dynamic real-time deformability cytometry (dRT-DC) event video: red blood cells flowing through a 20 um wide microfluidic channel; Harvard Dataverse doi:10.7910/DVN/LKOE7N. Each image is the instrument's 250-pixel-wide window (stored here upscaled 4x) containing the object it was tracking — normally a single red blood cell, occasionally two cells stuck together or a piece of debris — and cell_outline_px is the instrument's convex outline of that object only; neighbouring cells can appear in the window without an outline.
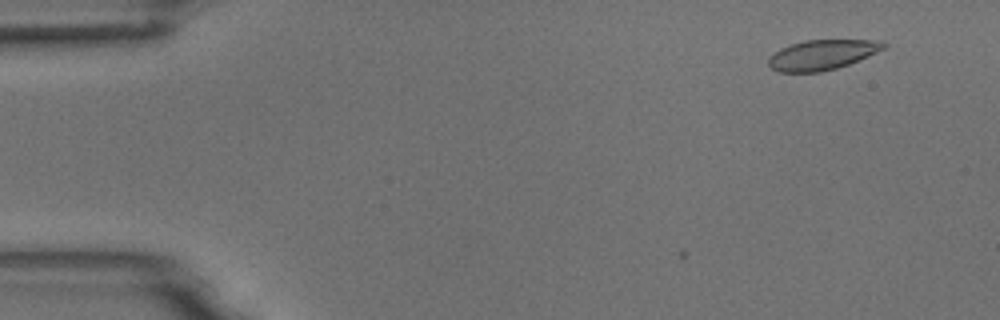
{"species": "common noctule bat (a hibernating species)", "species_latin": "Nyctalus noctula", "temperature_condition": "room temperature", "stored_images_in_passage": 2, "camera_frame_rate_fps": 3000, "um_per_image_px": 0.085, "animal": {"sex": "male", "body_mass_g": 18.8}, "frame": {"image": 1, "passage_image": 2, "time_ms": 0.333, "image_size_px": [1000, 320], "cell_outline_px": [[888, 44], [884, 48], [876, 52], [848, 64], [836, 68], [820, 72], [780, 72], [772, 68], [768, 64], [768, 56], [780, 48], [804, 40], [884, 40]], "centroid_in_image_um": [69.86, 4.65], "position_along_channel_um": 15.1, "area_um2": 20.06}}